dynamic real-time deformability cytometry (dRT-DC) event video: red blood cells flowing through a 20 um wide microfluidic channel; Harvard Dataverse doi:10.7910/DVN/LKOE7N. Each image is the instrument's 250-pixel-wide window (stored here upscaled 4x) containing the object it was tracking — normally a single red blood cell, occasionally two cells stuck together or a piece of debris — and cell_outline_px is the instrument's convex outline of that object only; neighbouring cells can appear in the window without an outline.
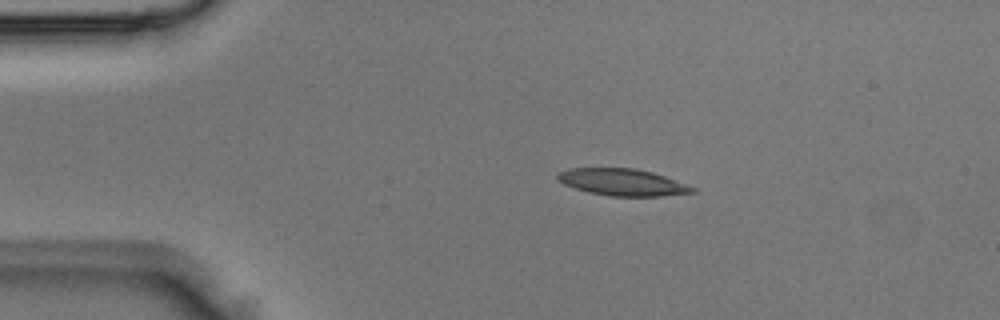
{"species": "Egyptian fruit bat (a non-hibernating species)", "species_latin": "Rousettus aegyptiacus", "temperature_condition": "room temperature", "stored_images_in_passage": 3, "camera_frame_rate_fps": 3000, "um_per_image_px": 0.085, "animal": {"sex": "male"}, "frame": {"image": 1, "passage_image": 1, "time_ms": 0.0, "image_size_px": [1000, 320], "cell_outline_px": [[696, 192], [660, 196], [612, 196], [588, 192], [564, 184], [556, 176], [556, 172], [568, 168], [636, 168], [652, 172], [664, 176], [696, 188]], "centroid_in_image_um": [52.89, 15.48], "position_along_channel_um": 32.1, "area_um2": 20.98}}